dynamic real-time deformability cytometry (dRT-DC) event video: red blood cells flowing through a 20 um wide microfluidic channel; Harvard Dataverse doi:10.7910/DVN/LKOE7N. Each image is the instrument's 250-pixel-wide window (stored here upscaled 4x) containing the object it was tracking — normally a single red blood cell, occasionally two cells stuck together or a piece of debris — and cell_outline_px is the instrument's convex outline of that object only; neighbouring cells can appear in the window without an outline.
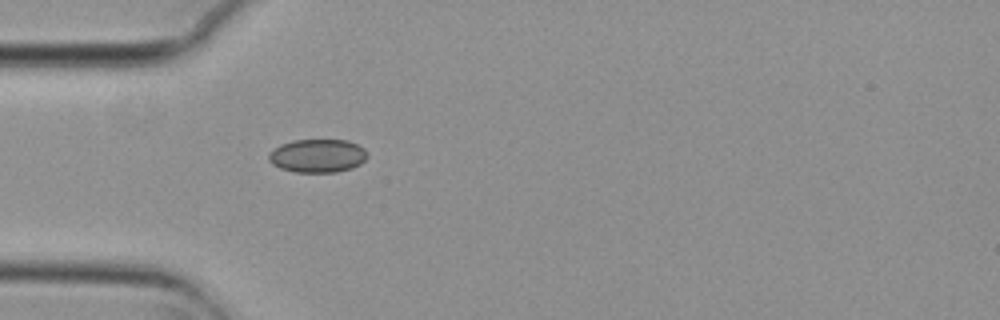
{"species": "common noctule bat (a hibernating species)", "species_latin": "Nyctalus noctula", "temperature_condition": "cold", "stored_images_in_passage": 1, "camera_frame_rate_fps": 3000, "um_per_image_px": 0.085, "animal": {"sex": "female", "body_mass_g": 29.2, "forearm_length_mm": 56.3}, "frame": {"image": 1, "passage_image": 1, "time_ms": 0.0, "image_size_px": [1000, 320], "cell_outline_px": [[368, 156], [360, 164], [352, 168], [336, 172], [296, 172], [280, 168], [272, 164], [268, 160], [268, 152], [280, 144], [292, 140], [348, 140], [364, 148], [368, 152]], "centroid_in_image_um": [26.98, 13.23], "position_along_channel_um": 58.0, "area_um2": 19.36}}